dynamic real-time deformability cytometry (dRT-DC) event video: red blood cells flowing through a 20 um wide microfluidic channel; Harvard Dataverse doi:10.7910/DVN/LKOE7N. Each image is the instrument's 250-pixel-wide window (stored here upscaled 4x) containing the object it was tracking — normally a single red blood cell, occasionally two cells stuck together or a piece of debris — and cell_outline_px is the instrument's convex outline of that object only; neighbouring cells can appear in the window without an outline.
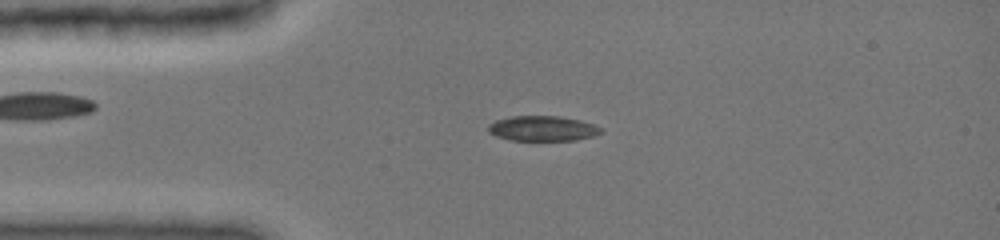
{"species": "common noctule bat (a hibernating species)", "species_latin": "Nyctalus noctula", "temperature_condition": "cold", "stored_images_in_passage": 5, "camera_frame_rate_fps": 3000, "um_per_image_px": 0.085, "animal": {"sex": "female", "body_mass_g": 19.0, "forearm_length_mm": 51.5}, "frame": {"image": 1, "passage_image": 1, "time_ms": 0.0, "image_size_px": [1000, 240], "cell_outline_px": [[604, 132], [592, 136], [576, 140], [508, 140], [496, 136], [488, 132], [488, 124], [496, 120], [512, 116], [560, 116], [580, 120], [604, 128]], "centroid_in_image_um": [46.13, 10.92], "position_along_channel_um": 38.9, "area_um2": 16.59}}
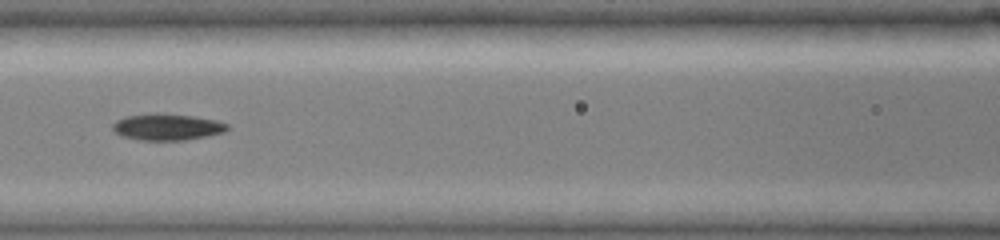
{"frame": {"image": 2, "passage_image": 4, "time_ms": 1.0, "image_size_px": [1000, 240], "cell_outline_px": [[228, 128], [224, 132], [208, 136], [184, 140], [140, 140], [120, 136], [112, 128], [112, 124], [116, 120], [124, 116], [156, 112], [196, 116], [216, 120], [228, 124]], "centroid_in_image_um": [14.18, 10.78], "position_along_channel_um": 152.4, "area_um2": 17.98}}
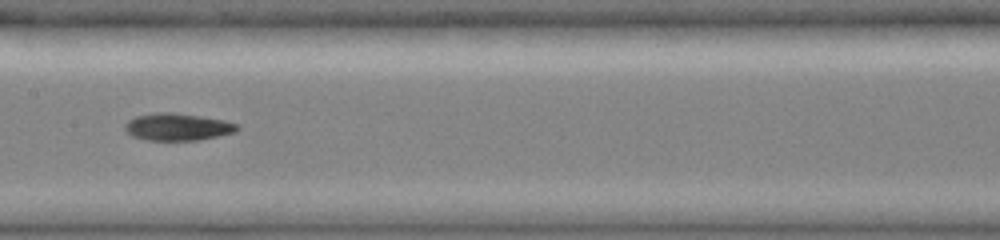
{"frame": {"image": 3, "passage_image": 5, "time_ms": 1.333, "image_size_px": [1000, 240], "cell_outline_px": [[240, 128], [236, 132], [200, 140], [148, 140], [132, 136], [124, 128], [124, 124], [128, 120], [136, 116], [156, 112], [172, 112], [200, 116], [224, 120], [240, 124]], "centroid_in_image_um": [15.12, 10.78], "position_along_channel_um": 192.3, "area_um2": 17.92}}